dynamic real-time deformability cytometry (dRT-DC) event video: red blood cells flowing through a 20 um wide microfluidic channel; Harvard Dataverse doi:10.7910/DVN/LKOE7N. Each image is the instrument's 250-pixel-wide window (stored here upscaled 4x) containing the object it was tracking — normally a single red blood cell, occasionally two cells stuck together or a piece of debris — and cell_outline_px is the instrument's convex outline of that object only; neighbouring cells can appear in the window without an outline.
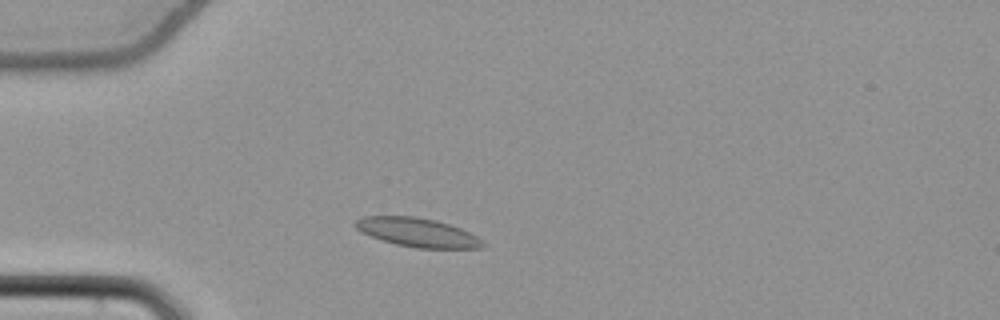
{"species": "common noctule bat (a hibernating species)", "species_latin": "Nyctalus noctula", "temperature_condition": "cold", "stored_images_in_passage": 47, "camera_frame_rate_fps": 3000, "um_per_image_px": 0.085, "animal": {"sex": "female", "body_mass_g": 22.7, "forearm_length_mm": 54.2}, "frame": {"image": 1, "passage_image": 8, "time_ms": 2.333, "image_size_px": [1000, 320], "cell_outline_px": [[488, 244], [484, 248], [416, 248], [396, 244], [372, 236], [356, 228], [352, 224], [356, 220], [364, 216], [412, 216], [436, 220], [460, 228], [484, 240]], "centroid_in_image_um": [35.54, 19.76], "position_along_channel_um": 49.5, "area_um2": 21.33}}
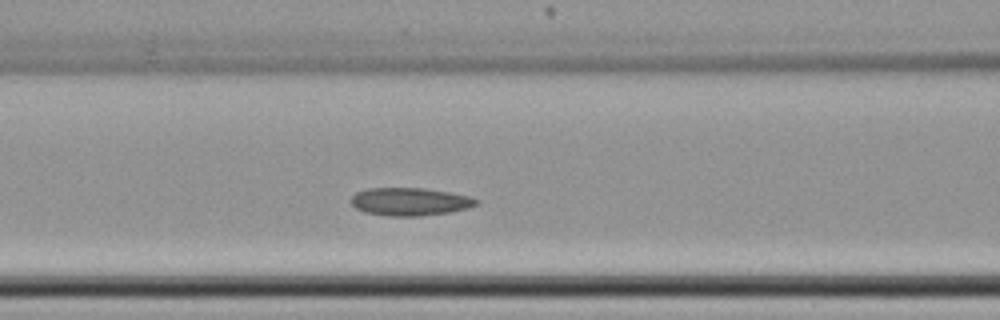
{"frame": {"image": 2, "passage_image": 16, "time_ms": 5.0, "image_size_px": [1000, 320], "cell_outline_px": [[480, 200], [476, 204], [468, 208], [448, 212], [420, 216], [388, 216], [364, 212], [356, 208], [348, 200], [356, 192], [364, 188], [424, 188], [452, 192], [472, 196]], "centroid_in_image_um": [34.83, 17.13], "position_along_channel_um": 131.8, "area_um2": 20.63}}
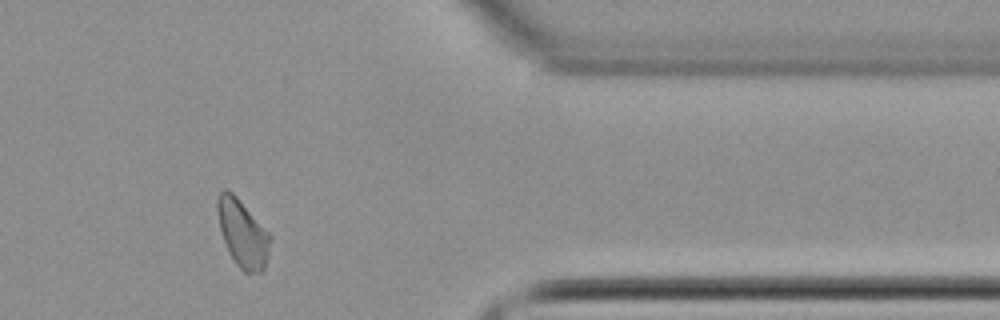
{"frame": {"image": 3, "passage_image": 38, "time_ms": 12.333, "image_size_px": [1000, 320], "cell_outline_px": [[272, 236], [268, 256], [264, 268], [260, 272], [244, 272], [236, 264], [224, 240], [220, 228], [216, 212], [216, 200], [220, 192], [224, 188], [232, 192], [236, 196]], "centroid_in_image_um": [20.62, 19.81], "position_along_channel_um": 390.8, "area_um2": 20.46}, "authors_computed_cell_mechanics": {"area_um2": 20.4612, "velocity_mm_per_s": 3.7955, "shape_relaxation_time_tau1_ms": 2.7974, "shape_relaxation_time_tau2_ms": null, "deformation_change_tau1": 0.067, "deformation_change_tau2": null}}